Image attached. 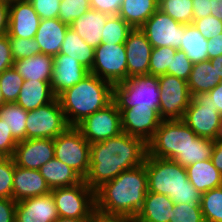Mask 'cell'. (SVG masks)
<instances>
[{
	"mask_svg": "<svg viewBox=\"0 0 222 222\" xmlns=\"http://www.w3.org/2000/svg\"><path fill=\"white\" fill-rule=\"evenodd\" d=\"M147 143L121 133L102 142L90 144V167L84 182L92 190L111 181L125 170L144 164Z\"/></svg>",
	"mask_w": 222,
	"mask_h": 222,
	"instance_id": "1",
	"label": "cell"
},
{
	"mask_svg": "<svg viewBox=\"0 0 222 222\" xmlns=\"http://www.w3.org/2000/svg\"><path fill=\"white\" fill-rule=\"evenodd\" d=\"M148 192L145 164L125 170L95 190V208L134 220Z\"/></svg>",
	"mask_w": 222,
	"mask_h": 222,
	"instance_id": "2",
	"label": "cell"
},
{
	"mask_svg": "<svg viewBox=\"0 0 222 222\" xmlns=\"http://www.w3.org/2000/svg\"><path fill=\"white\" fill-rule=\"evenodd\" d=\"M110 82L89 74L78 84L57 96L69 126H77L88 116L106 107L113 101Z\"/></svg>",
	"mask_w": 222,
	"mask_h": 222,
	"instance_id": "3",
	"label": "cell"
},
{
	"mask_svg": "<svg viewBox=\"0 0 222 222\" xmlns=\"http://www.w3.org/2000/svg\"><path fill=\"white\" fill-rule=\"evenodd\" d=\"M148 192L169 196L174 204L201 205L202 194L189 182L186 168L174 160L147 155Z\"/></svg>",
	"mask_w": 222,
	"mask_h": 222,
	"instance_id": "4",
	"label": "cell"
},
{
	"mask_svg": "<svg viewBox=\"0 0 222 222\" xmlns=\"http://www.w3.org/2000/svg\"><path fill=\"white\" fill-rule=\"evenodd\" d=\"M160 89L158 76L135 75L113 87V101L118 109L131 107H160Z\"/></svg>",
	"mask_w": 222,
	"mask_h": 222,
	"instance_id": "5",
	"label": "cell"
},
{
	"mask_svg": "<svg viewBox=\"0 0 222 222\" xmlns=\"http://www.w3.org/2000/svg\"><path fill=\"white\" fill-rule=\"evenodd\" d=\"M197 137L182 120H162L147 142V155L173 160Z\"/></svg>",
	"mask_w": 222,
	"mask_h": 222,
	"instance_id": "6",
	"label": "cell"
},
{
	"mask_svg": "<svg viewBox=\"0 0 222 222\" xmlns=\"http://www.w3.org/2000/svg\"><path fill=\"white\" fill-rule=\"evenodd\" d=\"M54 158L67 164L83 179L90 167V143L75 126L54 138Z\"/></svg>",
	"mask_w": 222,
	"mask_h": 222,
	"instance_id": "7",
	"label": "cell"
},
{
	"mask_svg": "<svg viewBox=\"0 0 222 222\" xmlns=\"http://www.w3.org/2000/svg\"><path fill=\"white\" fill-rule=\"evenodd\" d=\"M59 217L89 219L95 209V191L84 180L74 186L51 190Z\"/></svg>",
	"mask_w": 222,
	"mask_h": 222,
	"instance_id": "8",
	"label": "cell"
},
{
	"mask_svg": "<svg viewBox=\"0 0 222 222\" xmlns=\"http://www.w3.org/2000/svg\"><path fill=\"white\" fill-rule=\"evenodd\" d=\"M69 127L57 97L46 105L28 111L26 139H54Z\"/></svg>",
	"mask_w": 222,
	"mask_h": 222,
	"instance_id": "9",
	"label": "cell"
},
{
	"mask_svg": "<svg viewBox=\"0 0 222 222\" xmlns=\"http://www.w3.org/2000/svg\"><path fill=\"white\" fill-rule=\"evenodd\" d=\"M160 89L159 116L162 120H182L192 96L187 81L172 75L158 76Z\"/></svg>",
	"mask_w": 222,
	"mask_h": 222,
	"instance_id": "10",
	"label": "cell"
},
{
	"mask_svg": "<svg viewBox=\"0 0 222 222\" xmlns=\"http://www.w3.org/2000/svg\"><path fill=\"white\" fill-rule=\"evenodd\" d=\"M90 73L113 85L127 80L125 45L104 43L96 47Z\"/></svg>",
	"mask_w": 222,
	"mask_h": 222,
	"instance_id": "11",
	"label": "cell"
},
{
	"mask_svg": "<svg viewBox=\"0 0 222 222\" xmlns=\"http://www.w3.org/2000/svg\"><path fill=\"white\" fill-rule=\"evenodd\" d=\"M220 119L221 115L214 110L210 95L208 93H198L192 96L182 121L197 136L214 140Z\"/></svg>",
	"mask_w": 222,
	"mask_h": 222,
	"instance_id": "12",
	"label": "cell"
},
{
	"mask_svg": "<svg viewBox=\"0 0 222 222\" xmlns=\"http://www.w3.org/2000/svg\"><path fill=\"white\" fill-rule=\"evenodd\" d=\"M76 127L90 144L116 137L123 132L121 114L114 101L85 118Z\"/></svg>",
	"mask_w": 222,
	"mask_h": 222,
	"instance_id": "13",
	"label": "cell"
},
{
	"mask_svg": "<svg viewBox=\"0 0 222 222\" xmlns=\"http://www.w3.org/2000/svg\"><path fill=\"white\" fill-rule=\"evenodd\" d=\"M153 48L173 47L180 49L185 24H181L158 9L141 27Z\"/></svg>",
	"mask_w": 222,
	"mask_h": 222,
	"instance_id": "14",
	"label": "cell"
},
{
	"mask_svg": "<svg viewBox=\"0 0 222 222\" xmlns=\"http://www.w3.org/2000/svg\"><path fill=\"white\" fill-rule=\"evenodd\" d=\"M118 110L121 114L123 133L139 137L146 143L152 138L162 121L158 109L131 107Z\"/></svg>",
	"mask_w": 222,
	"mask_h": 222,
	"instance_id": "15",
	"label": "cell"
},
{
	"mask_svg": "<svg viewBox=\"0 0 222 222\" xmlns=\"http://www.w3.org/2000/svg\"><path fill=\"white\" fill-rule=\"evenodd\" d=\"M54 158V139H26L17 143L13 154L15 165L39 170Z\"/></svg>",
	"mask_w": 222,
	"mask_h": 222,
	"instance_id": "16",
	"label": "cell"
},
{
	"mask_svg": "<svg viewBox=\"0 0 222 222\" xmlns=\"http://www.w3.org/2000/svg\"><path fill=\"white\" fill-rule=\"evenodd\" d=\"M127 56V79L135 75H149L153 47L140 28H133L124 43Z\"/></svg>",
	"mask_w": 222,
	"mask_h": 222,
	"instance_id": "17",
	"label": "cell"
},
{
	"mask_svg": "<svg viewBox=\"0 0 222 222\" xmlns=\"http://www.w3.org/2000/svg\"><path fill=\"white\" fill-rule=\"evenodd\" d=\"M40 17L29 0H16L9 7V38L31 39L37 33Z\"/></svg>",
	"mask_w": 222,
	"mask_h": 222,
	"instance_id": "18",
	"label": "cell"
},
{
	"mask_svg": "<svg viewBox=\"0 0 222 222\" xmlns=\"http://www.w3.org/2000/svg\"><path fill=\"white\" fill-rule=\"evenodd\" d=\"M54 58L51 88L57 97L66 89L78 84L90 74V70L68 55L57 54Z\"/></svg>",
	"mask_w": 222,
	"mask_h": 222,
	"instance_id": "19",
	"label": "cell"
},
{
	"mask_svg": "<svg viewBox=\"0 0 222 222\" xmlns=\"http://www.w3.org/2000/svg\"><path fill=\"white\" fill-rule=\"evenodd\" d=\"M58 217L51 192L23 199L16 204L15 222H55Z\"/></svg>",
	"mask_w": 222,
	"mask_h": 222,
	"instance_id": "20",
	"label": "cell"
},
{
	"mask_svg": "<svg viewBox=\"0 0 222 222\" xmlns=\"http://www.w3.org/2000/svg\"><path fill=\"white\" fill-rule=\"evenodd\" d=\"M222 80V55L200 63H194L187 80L191 96L208 93Z\"/></svg>",
	"mask_w": 222,
	"mask_h": 222,
	"instance_id": "21",
	"label": "cell"
},
{
	"mask_svg": "<svg viewBox=\"0 0 222 222\" xmlns=\"http://www.w3.org/2000/svg\"><path fill=\"white\" fill-rule=\"evenodd\" d=\"M45 179L39 170L27 169L15 165L13 177V200L42 196L50 193Z\"/></svg>",
	"mask_w": 222,
	"mask_h": 222,
	"instance_id": "22",
	"label": "cell"
},
{
	"mask_svg": "<svg viewBox=\"0 0 222 222\" xmlns=\"http://www.w3.org/2000/svg\"><path fill=\"white\" fill-rule=\"evenodd\" d=\"M109 14L90 8L75 19L69 27L76 32L92 48L101 44V36Z\"/></svg>",
	"mask_w": 222,
	"mask_h": 222,
	"instance_id": "23",
	"label": "cell"
},
{
	"mask_svg": "<svg viewBox=\"0 0 222 222\" xmlns=\"http://www.w3.org/2000/svg\"><path fill=\"white\" fill-rule=\"evenodd\" d=\"M69 25L58 18L40 20L34 39L39 44L41 53L56 56L60 53Z\"/></svg>",
	"mask_w": 222,
	"mask_h": 222,
	"instance_id": "24",
	"label": "cell"
},
{
	"mask_svg": "<svg viewBox=\"0 0 222 222\" xmlns=\"http://www.w3.org/2000/svg\"><path fill=\"white\" fill-rule=\"evenodd\" d=\"M175 204L169 196L147 192L144 203L133 222H170Z\"/></svg>",
	"mask_w": 222,
	"mask_h": 222,
	"instance_id": "25",
	"label": "cell"
},
{
	"mask_svg": "<svg viewBox=\"0 0 222 222\" xmlns=\"http://www.w3.org/2000/svg\"><path fill=\"white\" fill-rule=\"evenodd\" d=\"M55 98L51 82L26 80L15 103L24 110L31 111L52 102Z\"/></svg>",
	"mask_w": 222,
	"mask_h": 222,
	"instance_id": "26",
	"label": "cell"
},
{
	"mask_svg": "<svg viewBox=\"0 0 222 222\" xmlns=\"http://www.w3.org/2000/svg\"><path fill=\"white\" fill-rule=\"evenodd\" d=\"M54 58L43 53L14 61V69L26 80L51 82Z\"/></svg>",
	"mask_w": 222,
	"mask_h": 222,
	"instance_id": "27",
	"label": "cell"
},
{
	"mask_svg": "<svg viewBox=\"0 0 222 222\" xmlns=\"http://www.w3.org/2000/svg\"><path fill=\"white\" fill-rule=\"evenodd\" d=\"M39 171L50 190L74 186L84 180L75 170L56 158L47 161Z\"/></svg>",
	"mask_w": 222,
	"mask_h": 222,
	"instance_id": "28",
	"label": "cell"
},
{
	"mask_svg": "<svg viewBox=\"0 0 222 222\" xmlns=\"http://www.w3.org/2000/svg\"><path fill=\"white\" fill-rule=\"evenodd\" d=\"M189 182L201 194L222 186V174L210 159L196 162L186 167Z\"/></svg>",
	"mask_w": 222,
	"mask_h": 222,
	"instance_id": "29",
	"label": "cell"
},
{
	"mask_svg": "<svg viewBox=\"0 0 222 222\" xmlns=\"http://www.w3.org/2000/svg\"><path fill=\"white\" fill-rule=\"evenodd\" d=\"M159 8V0H123L118 16L132 28H140Z\"/></svg>",
	"mask_w": 222,
	"mask_h": 222,
	"instance_id": "30",
	"label": "cell"
},
{
	"mask_svg": "<svg viewBox=\"0 0 222 222\" xmlns=\"http://www.w3.org/2000/svg\"><path fill=\"white\" fill-rule=\"evenodd\" d=\"M60 53L68 55L72 59H76L84 67L91 70L95 49L81 39V37L70 27L66 31Z\"/></svg>",
	"mask_w": 222,
	"mask_h": 222,
	"instance_id": "31",
	"label": "cell"
},
{
	"mask_svg": "<svg viewBox=\"0 0 222 222\" xmlns=\"http://www.w3.org/2000/svg\"><path fill=\"white\" fill-rule=\"evenodd\" d=\"M208 41L209 39L204 38L193 24H185V32L180 50L186 53L193 64L207 61Z\"/></svg>",
	"mask_w": 222,
	"mask_h": 222,
	"instance_id": "32",
	"label": "cell"
},
{
	"mask_svg": "<svg viewBox=\"0 0 222 222\" xmlns=\"http://www.w3.org/2000/svg\"><path fill=\"white\" fill-rule=\"evenodd\" d=\"M28 111L17 103H4L0 107V119L4 121L17 141L26 140V119Z\"/></svg>",
	"mask_w": 222,
	"mask_h": 222,
	"instance_id": "33",
	"label": "cell"
},
{
	"mask_svg": "<svg viewBox=\"0 0 222 222\" xmlns=\"http://www.w3.org/2000/svg\"><path fill=\"white\" fill-rule=\"evenodd\" d=\"M213 149V139L198 136L194 142H191L190 145L173 160L186 168L196 162L210 159Z\"/></svg>",
	"mask_w": 222,
	"mask_h": 222,
	"instance_id": "34",
	"label": "cell"
},
{
	"mask_svg": "<svg viewBox=\"0 0 222 222\" xmlns=\"http://www.w3.org/2000/svg\"><path fill=\"white\" fill-rule=\"evenodd\" d=\"M133 28L118 15H111L107 18L103 33L101 36V44L111 43L124 44L129 32Z\"/></svg>",
	"mask_w": 222,
	"mask_h": 222,
	"instance_id": "35",
	"label": "cell"
},
{
	"mask_svg": "<svg viewBox=\"0 0 222 222\" xmlns=\"http://www.w3.org/2000/svg\"><path fill=\"white\" fill-rule=\"evenodd\" d=\"M181 24L193 23L192 0H159V8Z\"/></svg>",
	"mask_w": 222,
	"mask_h": 222,
	"instance_id": "36",
	"label": "cell"
},
{
	"mask_svg": "<svg viewBox=\"0 0 222 222\" xmlns=\"http://www.w3.org/2000/svg\"><path fill=\"white\" fill-rule=\"evenodd\" d=\"M201 211L205 222H222V186L202 194Z\"/></svg>",
	"mask_w": 222,
	"mask_h": 222,
	"instance_id": "37",
	"label": "cell"
},
{
	"mask_svg": "<svg viewBox=\"0 0 222 222\" xmlns=\"http://www.w3.org/2000/svg\"><path fill=\"white\" fill-rule=\"evenodd\" d=\"M177 49L173 47L153 48L150 57L149 75H171V62Z\"/></svg>",
	"mask_w": 222,
	"mask_h": 222,
	"instance_id": "38",
	"label": "cell"
},
{
	"mask_svg": "<svg viewBox=\"0 0 222 222\" xmlns=\"http://www.w3.org/2000/svg\"><path fill=\"white\" fill-rule=\"evenodd\" d=\"M23 83L24 78L14 67L8 68L0 74L1 91L6 103L16 102Z\"/></svg>",
	"mask_w": 222,
	"mask_h": 222,
	"instance_id": "39",
	"label": "cell"
},
{
	"mask_svg": "<svg viewBox=\"0 0 222 222\" xmlns=\"http://www.w3.org/2000/svg\"><path fill=\"white\" fill-rule=\"evenodd\" d=\"M90 0H67L60 3L58 19L70 25L90 9Z\"/></svg>",
	"mask_w": 222,
	"mask_h": 222,
	"instance_id": "40",
	"label": "cell"
},
{
	"mask_svg": "<svg viewBox=\"0 0 222 222\" xmlns=\"http://www.w3.org/2000/svg\"><path fill=\"white\" fill-rule=\"evenodd\" d=\"M14 170L13 157H0V198L13 199Z\"/></svg>",
	"mask_w": 222,
	"mask_h": 222,
	"instance_id": "41",
	"label": "cell"
},
{
	"mask_svg": "<svg viewBox=\"0 0 222 222\" xmlns=\"http://www.w3.org/2000/svg\"><path fill=\"white\" fill-rule=\"evenodd\" d=\"M11 55L14 61L40 54L41 49L34 38H9Z\"/></svg>",
	"mask_w": 222,
	"mask_h": 222,
	"instance_id": "42",
	"label": "cell"
},
{
	"mask_svg": "<svg viewBox=\"0 0 222 222\" xmlns=\"http://www.w3.org/2000/svg\"><path fill=\"white\" fill-rule=\"evenodd\" d=\"M174 219L171 222H205L201 205L175 204Z\"/></svg>",
	"mask_w": 222,
	"mask_h": 222,
	"instance_id": "43",
	"label": "cell"
},
{
	"mask_svg": "<svg viewBox=\"0 0 222 222\" xmlns=\"http://www.w3.org/2000/svg\"><path fill=\"white\" fill-rule=\"evenodd\" d=\"M192 66L193 63L186 53L178 49L171 62V75L187 81L192 71Z\"/></svg>",
	"mask_w": 222,
	"mask_h": 222,
	"instance_id": "44",
	"label": "cell"
},
{
	"mask_svg": "<svg viewBox=\"0 0 222 222\" xmlns=\"http://www.w3.org/2000/svg\"><path fill=\"white\" fill-rule=\"evenodd\" d=\"M192 24L206 39L222 33V21L212 15L194 20Z\"/></svg>",
	"mask_w": 222,
	"mask_h": 222,
	"instance_id": "45",
	"label": "cell"
},
{
	"mask_svg": "<svg viewBox=\"0 0 222 222\" xmlns=\"http://www.w3.org/2000/svg\"><path fill=\"white\" fill-rule=\"evenodd\" d=\"M41 20L58 18L59 0H29Z\"/></svg>",
	"mask_w": 222,
	"mask_h": 222,
	"instance_id": "46",
	"label": "cell"
},
{
	"mask_svg": "<svg viewBox=\"0 0 222 222\" xmlns=\"http://www.w3.org/2000/svg\"><path fill=\"white\" fill-rule=\"evenodd\" d=\"M17 143L9 128L0 119V157H13Z\"/></svg>",
	"mask_w": 222,
	"mask_h": 222,
	"instance_id": "47",
	"label": "cell"
},
{
	"mask_svg": "<svg viewBox=\"0 0 222 222\" xmlns=\"http://www.w3.org/2000/svg\"><path fill=\"white\" fill-rule=\"evenodd\" d=\"M13 63L8 34L0 36V74L13 67Z\"/></svg>",
	"mask_w": 222,
	"mask_h": 222,
	"instance_id": "48",
	"label": "cell"
},
{
	"mask_svg": "<svg viewBox=\"0 0 222 222\" xmlns=\"http://www.w3.org/2000/svg\"><path fill=\"white\" fill-rule=\"evenodd\" d=\"M123 0H90V7L96 11L118 15Z\"/></svg>",
	"mask_w": 222,
	"mask_h": 222,
	"instance_id": "49",
	"label": "cell"
},
{
	"mask_svg": "<svg viewBox=\"0 0 222 222\" xmlns=\"http://www.w3.org/2000/svg\"><path fill=\"white\" fill-rule=\"evenodd\" d=\"M17 202L9 198H0V222H15Z\"/></svg>",
	"mask_w": 222,
	"mask_h": 222,
	"instance_id": "50",
	"label": "cell"
},
{
	"mask_svg": "<svg viewBox=\"0 0 222 222\" xmlns=\"http://www.w3.org/2000/svg\"><path fill=\"white\" fill-rule=\"evenodd\" d=\"M89 222H133V220L122 215L105 213L95 208L91 213Z\"/></svg>",
	"mask_w": 222,
	"mask_h": 222,
	"instance_id": "51",
	"label": "cell"
},
{
	"mask_svg": "<svg viewBox=\"0 0 222 222\" xmlns=\"http://www.w3.org/2000/svg\"><path fill=\"white\" fill-rule=\"evenodd\" d=\"M193 1V21L211 15V0Z\"/></svg>",
	"mask_w": 222,
	"mask_h": 222,
	"instance_id": "52",
	"label": "cell"
},
{
	"mask_svg": "<svg viewBox=\"0 0 222 222\" xmlns=\"http://www.w3.org/2000/svg\"><path fill=\"white\" fill-rule=\"evenodd\" d=\"M208 60L222 55V33L208 41Z\"/></svg>",
	"mask_w": 222,
	"mask_h": 222,
	"instance_id": "53",
	"label": "cell"
},
{
	"mask_svg": "<svg viewBox=\"0 0 222 222\" xmlns=\"http://www.w3.org/2000/svg\"><path fill=\"white\" fill-rule=\"evenodd\" d=\"M9 7L10 4L0 1V36L8 34L9 31Z\"/></svg>",
	"mask_w": 222,
	"mask_h": 222,
	"instance_id": "54",
	"label": "cell"
},
{
	"mask_svg": "<svg viewBox=\"0 0 222 222\" xmlns=\"http://www.w3.org/2000/svg\"><path fill=\"white\" fill-rule=\"evenodd\" d=\"M208 94L211 97L212 105L214 106V110L218 111L222 116V80L215 88H212Z\"/></svg>",
	"mask_w": 222,
	"mask_h": 222,
	"instance_id": "55",
	"label": "cell"
},
{
	"mask_svg": "<svg viewBox=\"0 0 222 222\" xmlns=\"http://www.w3.org/2000/svg\"><path fill=\"white\" fill-rule=\"evenodd\" d=\"M211 160L213 165L222 174V142H214V149Z\"/></svg>",
	"mask_w": 222,
	"mask_h": 222,
	"instance_id": "56",
	"label": "cell"
},
{
	"mask_svg": "<svg viewBox=\"0 0 222 222\" xmlns=\"http://www.w3.org/2000/svg\"><path fill=\"white\" fill-rule=\"evenodd\" d=\"M211 15L222 21V0H211Z\"/></svg>",
	"mask_w": 222,
	"mask_h": 222,
	"instance_id": "57",
	"label": "cell"
},
{
	"mask_svg": "<svg viewBox=\"0 0 222 222\" xmlns=\"http://www.w3.org/2000/svg\"><path fill=\"white\" fill-rule=\"evenodd\" d=\"M55 222H89V219L58 217V219Z\"/></svg>",
	"mask_w": 222,
	"mask_h": 222,
	"instance_id": "58",
	"label": "cell"
},
{
	"mask_svg": "<svg viewBox=\"0 0 222 222\" xmlns=\"http://www.w3.org/2000/svg\"><path fill=\"white\" fill-rule=\"evenodd\" d=\"M214 142H222V116L220 119V124H219L218 130H217V134L214 138Z\"/></svg>",
	"mask_w": 222,
	"mask_h": 222,
	"instance_id": "59",
	"label": "cell"
},
{
	"mask_svg": "<svg viewBox=\"0 0 222 222\" xmlns=\"http://www.w3.org/2000/svg\"><path fill=\"white\" fill-rule=\"evenodd\" d=\"M4 103H6V102L4 101V98H3V95H2V91H1V85H0V107H1Z\"/></svg>",
	"mask_w": 222,
	"mask_h": 222,
	"instance_id": "60",
	"label": "cell"
},
{
	"mask_svg": "<svg viewBox=\"0 0 222 222\" xmlns=\"http://www.w3.org/2000/svg\"><path fill=\"white\" fill-rule=\"evenodd\" d=\"M0 1L6 2L8 4H11V3L15 2L16 0H0Z\"/></svg>",
	"mask_w": 222,
	"mask_h": 222,
	"instance_id": "61",
	"label": "cell"
}]
</instances>
